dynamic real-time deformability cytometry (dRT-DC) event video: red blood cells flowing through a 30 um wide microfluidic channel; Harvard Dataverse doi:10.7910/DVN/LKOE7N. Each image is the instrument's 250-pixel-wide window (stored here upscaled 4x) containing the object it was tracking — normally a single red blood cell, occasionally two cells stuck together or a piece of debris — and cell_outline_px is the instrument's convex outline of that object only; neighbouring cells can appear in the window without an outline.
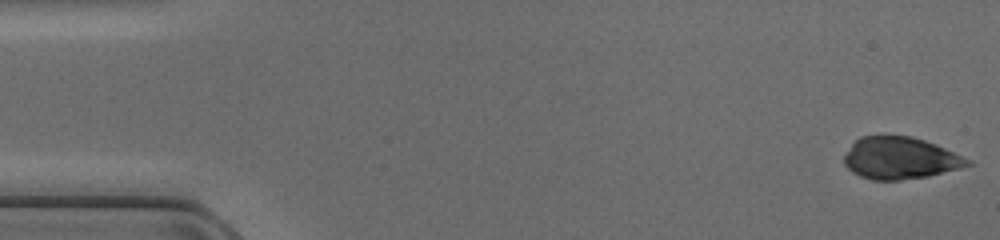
{"species": "common noctule bat (a hibernating species)", "species_latin": "Nyctalus noctula", "temperature_condition": "cold", "stored_images_in_passage": 7, "camera_frame_rate_fps": 3000, "um_per_image_px": 0.085, "animal": {"sex": "female", "body_mass_g": 17.0, "forearm_length_mm": 48.0}, "frame": {"image": 1, "passage_image": 1, "time_ms": 0.0, "image_size_px": [1000, 240], "cell_outline_px": [[972, 164], [960, 168], [928, 176], [900, 180], [872, 180], [860, 176], [852, 172], [844, 164], [844, 156], [852, 144], [860, 136], [912, 136], [936, 144], [972, 160]], "centroid_in_image_um": [76.52, 13.44], "position_along_channel_um": 8.5, "area_um2": 30.11}}